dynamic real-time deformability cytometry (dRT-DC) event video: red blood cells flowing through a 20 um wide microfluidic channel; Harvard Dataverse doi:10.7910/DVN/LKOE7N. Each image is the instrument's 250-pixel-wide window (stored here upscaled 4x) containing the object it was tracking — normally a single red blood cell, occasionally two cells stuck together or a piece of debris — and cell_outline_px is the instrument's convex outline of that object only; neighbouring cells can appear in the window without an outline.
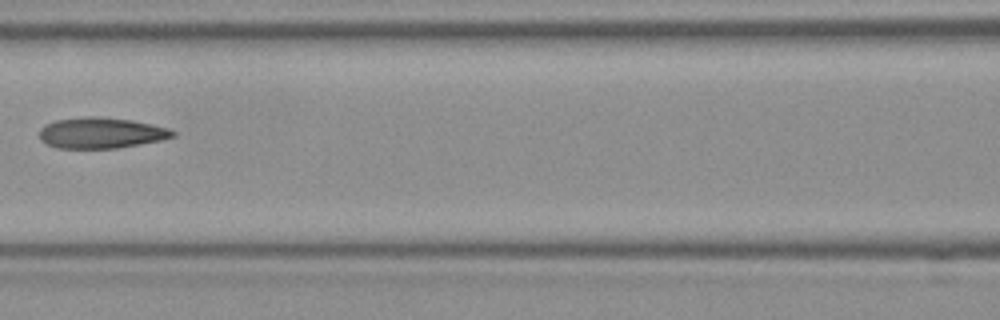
{"species": "Egyptian fruit bat (a non-hibernating species)", "species_latin": "Rousettus aegyptiacus", "temperature_condition": "room temperature", "stored_images_in_passage": 8, "camera_frame_rate_fps": 3000, "um_per_image_px": 0.085, "frame": {"image": 1, "passage_image": 8, "time_ms": 2.333, "image_size_px": [1000, 320], "cell_outline_px": [[176, 136], [160, 140], [140, 144], [116, 148], [56, 148], [40, 140], [40, 128], [44, 124], [56, 120], [84, 116], [96, 116], [132, 120], [152, 124], [168, 128], [176, 132]], "centroid_in_image_um": [8.58, 11.29], "position_along_channel_um": 158.0, "area_um2": 24.04}}